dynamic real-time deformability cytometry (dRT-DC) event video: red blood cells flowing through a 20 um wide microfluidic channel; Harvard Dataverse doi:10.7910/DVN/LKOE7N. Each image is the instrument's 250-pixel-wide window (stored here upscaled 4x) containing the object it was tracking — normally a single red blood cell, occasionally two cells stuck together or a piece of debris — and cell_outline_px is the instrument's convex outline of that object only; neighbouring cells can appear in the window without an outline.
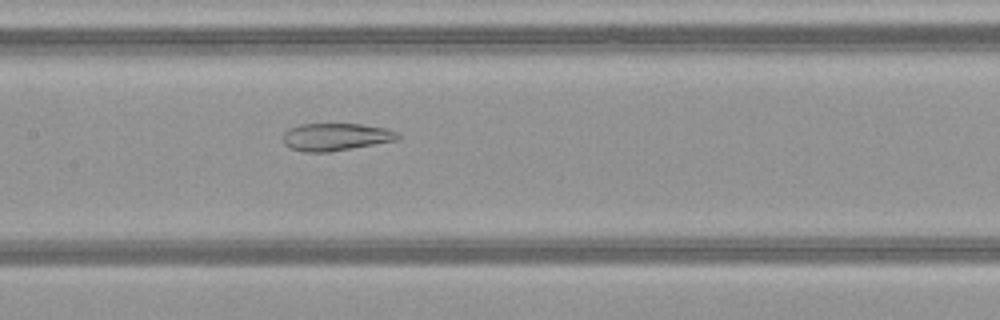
{"species": "common noctule bat (a hibernating species)", "species_latin": "Nyctalus noctula", "temperature_condition": "warm", "stored_images_in_passage": 44, "camera_frame_rate_fps": 3000, "um_per_image_px": 0.085, "animal": {"sex": "female", "body_mass_g": 21.9}, "frame": {"image": 1, "passage_image": 19, "time_ms": 6.0, "image_size_px": [1000, 320], "cell_outline_px": [[400, 140], [328, 152], [304, 152], [288, 148], [284, 144], [284, 132], [288, 128], [300, 124], [360, 124], [388, 128], [396, 132], [400, 136]], "centroid_in_image_um": [28.54, 11.64], "position_along_channel_um": 178.9, "area_um2": 18.55}}
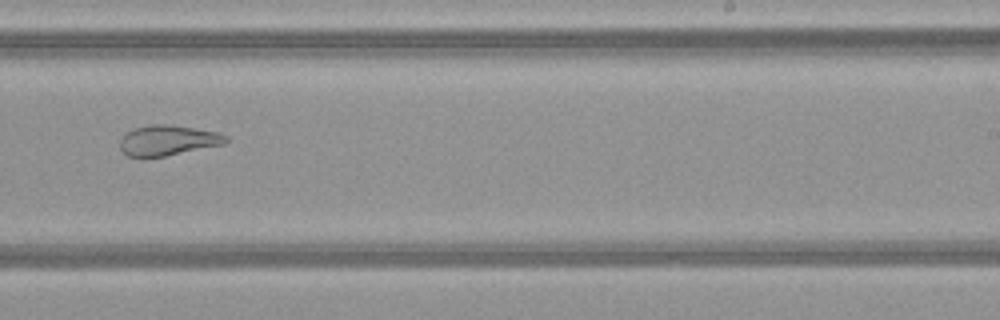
{"frame": {"image": 2, "passage_image": 26, "time_ms": 8.333, "image_size_px": [1000, 320], "cell_outline_px": [[228, 140], [224, 144], [164, 156], [140, 160], [128, 156], [120, 148], [120, 140], [128, 132], [136, 128], [148, 124], [164, 124], [220, 132], [228, 136]], "centroid_in_image_um": [14.25, 11.96], "position_along_channel_um": 274.8, "area_um2": 18.84}}
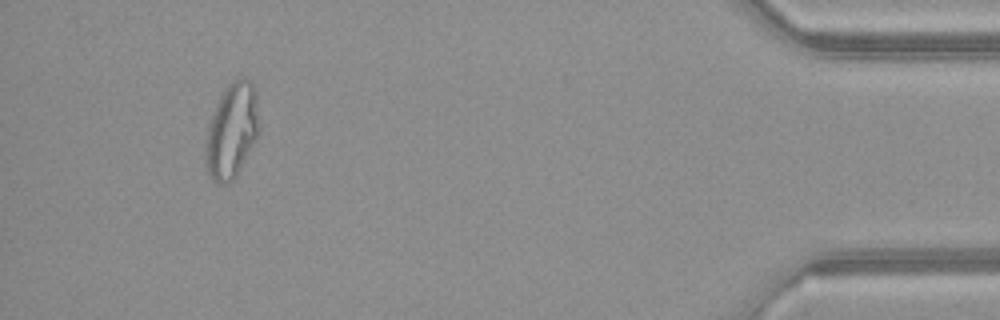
{"frame": {"image": 3, "passage_image": 41, "time_ms": 13.333, "image_size_px": [1000, 320], "cell_outline_px": [[260, 128], [256, 140], [236, 176], [228, 184], [220, 184], [212, 180], [208, 176], [204, 164], [204, 140], [208, 124], [216, 104], [224, 88], [228, 84], [244, 76], [252, 80], [256, 88]], "centroid_in_image_um": [19.69, 11.11], "position_along_channel_um": 415.5, "area_um2": 30.58}, "authors_computed_cell_mechanics": {"area_um2": 25.2586, "velocity_mm_per_s": 4.1367, "shape_relaxation_time_tau1_ms": null, "shape_relaxation_time_tau2_ms": 1.9006, "deformation_change_tau1": null, "deformation_change_tau2": 0.102}}